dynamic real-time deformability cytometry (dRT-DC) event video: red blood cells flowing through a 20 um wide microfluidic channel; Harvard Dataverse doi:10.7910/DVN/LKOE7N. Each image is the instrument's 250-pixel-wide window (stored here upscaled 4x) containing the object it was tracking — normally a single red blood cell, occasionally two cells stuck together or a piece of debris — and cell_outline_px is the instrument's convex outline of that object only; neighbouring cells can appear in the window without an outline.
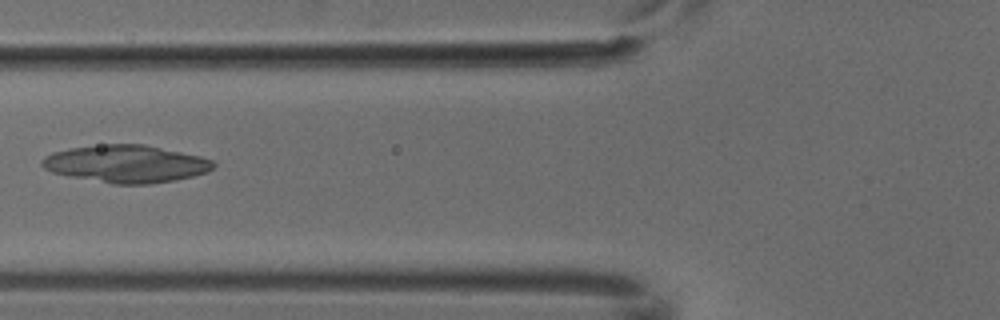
{"species": "common noctule bat (a hibernating species)", "species_latin": "Nyctalus noctula", "temperature_condition": "cold", "stored_images_in_passage": 7, "camera_frame_rate_fps": 3000, "um_per_image_px": 0.085, "animal": {"sex": "male", "body_mass_g": 18.8}, "frame": {"image": 1, "passage_image": 5, "time_ms": 1.333, "image_size_px": [1000, 320], "cell_outline_px": [[216, 164], [208, 172], [176, 180], [148, 184], [112, 184], [68, 176], [52, 172], [44, 168], [40, 164], [40, 160], [44, 156], [52, 152], [68, 148], [108, 144], [144, 144], [200, 156], [212, 160]], "centroid_in_image_um": [10.69, 13.93], "position_along_channel_um": 115.1, "area_um2": 37.51}}
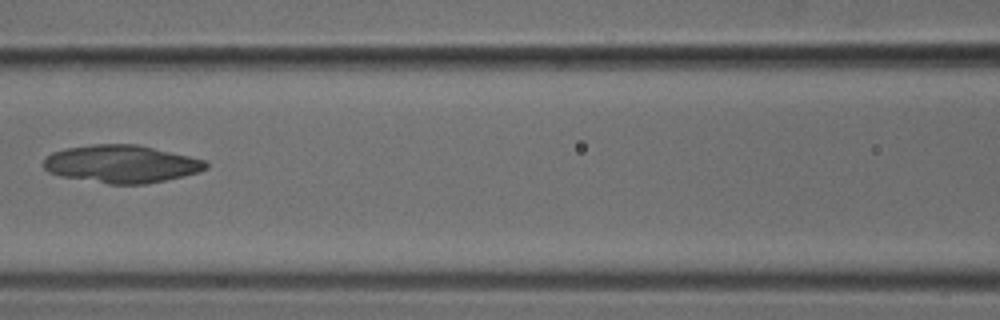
{"frame": {"image": 2, "passage_image": 6, "time_ms": 1.667, "image_size_px": [1000, 320], "cell_outline_px": [[208, 168], [200, 172], [184, 176], [144, 184], [108, 184], [60, 176], [48, 172], [44, 168], [44, 160], [52, 152], [64, 148], [92, 144], [136, 144], [188, 156], [204, 160], [208, 164]], "centroid_in_image_um": [10.3, 13.94], "position_along_channel_um": 156.3, "area_um2": 35.6}}
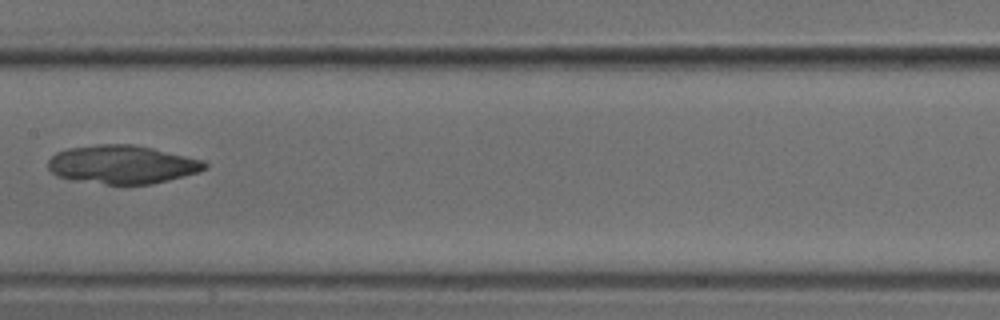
{"frame": {"image": 3, "passage_image": 7, "time_ms": 2.0, "image_size_px": [1000, 320], "cell_outline_px": [[208, 168], [200, 172], [152, 184], [104, 184], [76, 180], [56, 176], [48, 168], [48, 160], [56, 152], [68, 148], [96, 144], [132, 144], [152, 148], [204, 160], [208, 164]], "centroid_in_image_um": [10.4, 13.98], "position_along_channel_um": 197.0, "area_um2": 35.2}}